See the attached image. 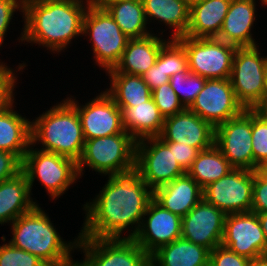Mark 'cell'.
I'll use <instances>...</instances> for the list:
<instances>
[{"instance_id":"cell-12","label":"cell","mask_w":267,"mask_h":266,"mask_svg":"<svg viewBox=\"0 0 267 266\" xmlns=\"http://www.w3.org/2000/svg\"><path fill=\"white\" fill-rule=\"evenodd\" d=\"M254 171L234 168L203 189V199L226 215L251 212Z\"/></svg>"},{"instance_id":"cell-17","label":"cell","mask_w":267,"mask_h":266,"mask_svg":"<svg viewBox=\"0 0 267 266\" xmlns=\"http://www.w3.org/2000/svg\"><path fill=\"white\" fill-rule=\"evenodd\" d=\"M182 218L164 209L152 199L146 209L138 232L132 238L151 255L158 248L181 238Z\"/></svg>"},{"instance_id":"cell-10","label":"cell","mask_w":267,"mask_h":266,"mask_svg":"<svg viewBox=\"0 0 267 266\" xmlns=\"http://www.w3.org/2000/svg\"><path fill=\"white\" fill-rule=\"evenodd\" d=\"M134 171L152 191L186 174L175 159L174 142L158 136L137 141Z\"/></svg>"},{"instance_id":"cell-49","label":"cell","mask_w":267,"mask_h":266,"mask_svg":"<svg viewBox=\"0 0 267 266\" xmlns=\"http://www.w3.org/2000/svg\"><path fill=\"white\" fill-rule=\"evenodd\" d=\"M264 82H265V93H266V99H267V61L265 65Z\"/></svg>"},{"instance_id":"cell-15","label":"cell","mask_w":267,"mask_h":266,"mask_svg":"<svg viewBox=\"0 0 267 266\" xmlns=\"http://www.w3.org/2000/svg\"><path fill=\"white\" fill-rule=\"evenodd\" d=\"M188 109L214 128L245 110L236 98L230 79H206Z\"/></svg>"},{"instance_id":"cell-5","label":"cell","mask_w":267,"mask_h":266,"mask_svg":"<svg viewBox=\"0 0 267 266\" xmlns=\"http://www.w3.org/2000/svg\"><path fill=\"white\" fill-rule=\"evenodd\" d=\"M137 141L128 133L85 140L77 168L80 178L86 168L101 176L127 174L135 170Z\"/></svg>"},{"instance_id":"cell-1","label":"cell","mask_w":267,"mask_h":266,"mask_svg":"<svg viewBox=\"0 0 267 266\" xmlns=\"http://www.w3.org/2000/svg\"><path fill=\"white\" fill-rule=\"evenodd\" d=\"M106 179L99 193L81 206L85 216L78 235L132 239L153 199V191L135 171Z\"/></svg>"},{"instance_id":"cell-45","label":"cell","mask_w":267,"mask_h":266,"mask_svg":"<svg viewBox=\"0 0 267 266\" xmlns=\"http://www.w3.org/2000/svg\"><path fill=\"white\" fill-rule=\"evenodd\" d=\"M259 221L261 223L262 226V230L264 232L266 241H267V212L264 213H257Z\"/></svg>"},{"instance_id":"cell-13","label":"cell","mask_w":267,"mask_h":266,"mask_svg":"<svg viewBox=\"0 0 267 266\" xmlns=\"http://www.w3.org/2000/svg\"><path fill=\"white\" fill-rule=\"evenodd\" d=\"M97 94L83 104L79 103L81 101L76 96L70 94L69 97H66L77 109L84 139H95L126 132L120 108L104 90Z\"/></svg>"},{"instance_id":"cell-21","label":"cell","mask_w":267,"mask_h":266,"mask_svg":"<svg viewBox=\"0 0 267 266\" xmlns=\"http://www.w3.org/2000/svg\"><path fill=\"white\" fill-rule=\"evenodd\" d=\"M164 37L152 33L144 38L129 39L119 63L107 72L142 76L155 64L161 48L170 40Z\"/></svg>"},{"instance_id":"cell-4","label":"cell","mask_w":267,"mask_h":266,"mask_svg":"<svg viewBox=\"0 0 267 266\" xmlns=\"http://www.w3.org/2000/svg\"><path fill=\"white\" fill-rule=\"evenodd\" d=\"M38 115L31 120V144L77 162L85 143L77 109L64 98Z\"/></svg>"},{"instance_id":"cell-40","label":"cell","mask_w":267,"mask_h":266,"mask_svg":"<svg viewBox=\"0 0 267 266\" xmlns=\"http://www.w3.org/2000/svg\"><path fill=\"white\" fill-rule=\"evenodd\" d=\"M251 212H267V179L264 178L258 171H254Z\"/></svg>"},{"instance_id":"cell-22","label":"cell","mask_w":267,"mask_h":266,"mask_svg":"<svg viewBox=\"0 0 267 266\" xmlns=\"http://www.w3.org/2000/svg\"><path fill=\"white\" fill-rule=\"evenodd\" d=\"M142 2L149 27L156 23L160 24V27L162 24L167 26L166 29L158 28L155 32L165 36L169 29L167 36L170 39L186 35L190 20V7L186 3L180 0H142Z\"/></svg>"},{"instance_id":"cell-29","label":"cell","mask_w":267,"mask_h":266,"mask_svg":"<svg viewBox=\"0 0 267 266\" xmlns=\"http://www.w3.org/2000/svg\"><path fill=\"white\" fill-rule=\"evenodd\" d=\"M102 6L130 39L155 33L154 27L150 28L147 22L142 0H107Z\"/></svg>"},{"instance_id":"cell-34","label":"cell","mask_w":267,"mask_h":266,"mask_svg":"<svg viewBox=\"0 0 267 266\" xmlns=\"http://www.w3.org/2000/svg\"><path fill=\"white\" fill-rule=\"evenodd\" d=\"M16 67H10L5 60L0 59V110L3 109L9 102L16 98V88L18 87L19 73L25 72L28 66L26 61H21ZM19 72V73H18Z\"/></svg>"},{"instance_id":"cell-11","label":"cell","mask_w":267,"mask_h":266,"mask_svg":"<svg viewBox=\"0 0 267 266\" xmlns=\"http://www.w3.org/2000/svg\"><path fill=\"white\" fill-rule=\"evenodd\" d=\"M176 40L186 51L191 73L206 79L230 78L237 46L216 37L191 38L184 35Z\"/></svg>"},{"instance_id":"cell-50","label":"cell","mask_w":267,"mask_h":266,"mask_svg":"<svg viewBox=\"0 0 267 266\" xmlns=\"http://www.w3.org/2000/svg\"><path fill=\"white\" fill-rule=\"evenodd\" d=\"M262 112L265 113V115L267 116V99L265 101V103L259 108Z\"/></svg>"},{"instance_id":"cell-48","label":"cell","mask_w":267,"mask_h":266,"mask_svg":"<svg viewBox=\"0 0 267 266\" xmlns=\"http://www.w3.org/2000/svg\"><path fill=\"white\" fill-rule=\"evenodd\" d=\"M184 3H186L189 7H191L192 5L199 3L201 0H180Z\"/></svg>"},{"instance_id":"cell-25","label":"cell","mask_w":267,"mask_h":266,"mask_svg":"<svg viewBox=\"0 0 267 266\" xmlns=\"http://www.w3.org/2000/svg\"><path fill=\"white\" fill-rule=\"evenodd\" d=\"M37 204L30 192L23 171L0 182V225H10L19 216L31 211Z\"/></svg>"},{"instance_id":"cell-32","label":"cell","mask_w":267,"mask_h":266,"mask_svg":"<svg viewBox=\"0 0 267 266\" xmlns=\"http://www.w3.org/2000/svg\"><path fill=\"white\" fill-rule=\"evenodd\" d=\"M205 81L206 78L200 75L193 74L190 71H182L172 75L169 83L183 106L189 108L202 90Z\"/></svg>"},{"instance_id":"cell-7","label":"cell","mask_w":267,"mask_h":266,"mask_svg":"<svg viewBox=\"0 0 267 266\" xmlns=\"http://www.w3.org/2000/svg\"><path fill=\"white\" fill-rule=\"evenodd\" d=\"M82 36L92 49L94 65L107 72L119 63L129 37L102 5H89L83 17ZM103 69V70H102Z\"/></svg>"},{"instance_id":"cell-14","label":"cell","mask_w":267,"mask_h":266,"mask_svg":"<svg viewBox=\"0 0 267 266\" xmlns=\"http://www.w3.org/2000/svg\"><path fill=\"white\" fill-rule=\"evenodd\" d=\"M214 144L234 168L254 171L252 109L215 127Z\"/></svg>"},{"instance_id":"cell-24","label":"cell","mask_w":267,"mask_h":266,"mask_svg":"<svg viewBox=\"0 0 267 266\" xmlns=\"http://www.w3.org/2000/svg\"><path fill=\"white\" fill-rule=\"evenodd\" d=\"M14 98L0 110V150L15 154L21 161L31 145V120L15 110Z\"/></svg>"},{"instance_id":"cell-3","label":"cell","mask_w":267,"mask_h":266,"mask_svg":"<svg viewBox=\"0 0 267 266\" xmlns=\"http://www.w3.org/2000/svg\"><path fill=\"white\" fill-rule=\"evenodd\" d=\"M40 205L37 204L8 225L12 234L8 242L15 248L37 256L47 266H75L73 255L76 253L79 235L65 241L54 221Z\"/></svg>"},{"instance_id":"cell-47","label":"cell","mask_w":267,"mask_h":266,"mask_svg":"<svg viewBox=\"0 0 267 266\" xmlns=\"http://www.w3.org/2000/svg\"><path fill=\"white\" fill-rule=\"evenodd\" d=\"M89 5H103L107 0H85Z\"/></svg>"},{"instance_id":"cell-38","label":"cell","mask_w":267,"mask_h":266,"mask_svg":"<svg viewBox=\"0 0 267 266\" xmlns=\"http://www.w3.org/2000/svg\"><path fill=\"white\" fill-rule=\"evenodd\" d=\"M24 0H0V50L2 51L3 44H6L5 37L10 34V26L13 23L15 13L23 15Z\"/></svg>"},{"instance_id":"cell-39","label":"cell","mask_w":267,"mask_h":266,"mask_svg":"<svg viewBox=\"0 0 267 266\" xmlns=\"http://www.w3.org/2000/svg\"><path fill=\"white\" fill-rule=\"evenodd\" d=\"M250 259L240 256L222 244L209 253V266H248Z\"/></svg>"},{"instance_id":"cell-44","label":"cell","mask_w":267,"mask_h":266,"mask_svg":"<svg viewBox=\"0 0 267 266\" xmlns=\"http://www.w3.org/2000/svg\"><path fill=\"white\" fill-rule=\"evenodd\" d=\"M248 266H267V256L263 255L251 259Z\"/></svg>"},{"instance_id":"cell-30","label":"cell","mask_w":267,"mask_h":266,"mask_svg":"<svg viewBox=\"0 0 267 266\" xmlns=\"http://www.w3.org/2000/svg\"><path fill=\"white\" fill-rule=\"evenodd\" d=\"M105 74L110 82L104 91L118 107H132V104H140L151 98L152 91L142 76L121 72H105Z\"/></svg>"},{"instance_id":"cell-31","label":"cell","mask_w":267,"mask_h":266,"mask_svg":"<svg viewBox=\"0 0 267 266\" xmlns=\"http://www.w3.org/2000/svg\"><path fill=\"white\" fill-rule=\"evenodd\" d=\"M232 169L234 167L218 147L213 144L210 148L199 151L186 173L204 189L209 184L227 175Z\"/></svg>"},{"instance_id":"cell-23","label":"cell","mask_w":267,"mask_h":266,"mask_svg":"<svg viewBox=\"0 0 267 266\" xmlns=\"http://www.w3.org/2000/svg\"><path fill=\"white\" fill-rule=\"evenodd\" d=\"M153 199L164 209L183 218L203 199V189L186 173L156 188Z\"/></svg>"},{"instance_id":"cell-27","label":"cell","mask_w":267,"mask_h":266,"mask_svg":"<svg viewBox=\"0 0 267 266\" xmlns=\"http://www.w3.org/2000/svg\"><path fill=\"white\" fill-rule=\"evenodd\" d=\"M122 112L124 130L136 141L159 136L165 121L151 97L146 102L132 104V107H119Z\"/></svg>"},{"instance_id":"cell-46","label":"cell","mask_w":267,"mask_h":266,"mask_svg":"<svg viewBox=\"0 0 267 266\" xmlns=\"http://www.w3.org/2000/svg\"><path fill=\"white\" fill-rule=\"evenodd\" d=\"M264 178L267 179V163L261 165L257 170Z\"/></svg>"},{"instance_id":"cell-8","label":"cell","mask_w":267,"mask_h":266,"mask_svg":"<svg viewBox=\"0 0 267 266\" xmlns=\"http://www.w3.org/2000/svg\"><path fill=\"white\" fill-rule=\"evenodd\" d=\"M262 46L237 47L234 57L230 82L237 100L245 109H258L266 101L265 65ZM262 50V51H261Z\"/></svg>"},{"instance_id":"cell-26","label":"cell","mask_w":267,"mask_h":266,"mask_svg":"<svg viewBox=\"0 0 267 266\" xmlns=\"http://www.w3.org/2000/svg\"><path fill=\"white\" fill-rule=\"evenodd\" d=\"M232 0H201L190 7V20L185 36L217 37Z\"/></svg>"},{"instance_id":"cell-9","label":"cell","mask_w":267,"mask_h":266,"mask_svg":"<svg viewBox=\"0 0 267 266\" xmlns=\"http://www.w3.org/2000/svg\"><path fill=\"white\" fill-rule=\"evenodd\" d=\"M75 266H151V255L133 239L79 237Z\"/></svg>"},{"instance_id":"cell-41","label":"cell","mask_w":267,"mask_h":266,"mask_svg":"<svg viewBox=\"0 0 267 266\" xmlns=\"http://www.w3.org/2000/svg\"><path fill=\"white\" fill-rule=\"evenodd\" d=\"M142 78L151 91L170 81V77L163 69V47L158 54L155 64L142 75Z\"/></svg>"},{"instance_id":"cell-20","label":"cell","mask_w":267,"mask_h":266,"mask_svg":"<svg viewBox=\"0 0 267 266\" xmlns=\"http://www.w3.org/2000/svg\"><path fill=\"white\" fill-rule=\"evenodd\" d=\"M257 3V0H232L216 38L237 47L257 46L259 43L253 35L256 21L259 18L257 17V10H259Z\"/></svg>"},{"instance_id":"cell-51","label":"cell","mask_w":267,"mask_h":266,"mask_svg":"<svg viewBox=\"0 0 267 266\" xmlns=\"http://www.w3.org/2000/svg\"><path fill=\"white\" fill-rule=\"evenodd\" d=\"M257 1H259V0H257ZM258 4H260V6L265 10L266 9L265 7H267V0H260L258 2ZM263 5H264V7H263Z\"/></svg>"},{"instance_id":"cell-43","label":"cell","mask_w":267,"mask_h":266,"mask_svg":"<svg viewBox=\"0 0 267 266\" xmlns=\"http://www.w3.org/2000/svg\"><path fill=\"white\" fill-rule=\"evenodd\" d=\"M199 150L196 147L174 142V156L180 166L187 172L196 159Z\"/></svg>"},{"instance_id":"cell-6","label":"cell","mask_w":267,"mask_h":266,"mask_svg":"<svg viewBox=\"0 0 267 266\" xmlns=\"http://www.w3.org/2000/svg\"><path fill=\"white\" fill-rule=\"evenodd\" d=\"M22 171L28 179L32 197L36 180L40 182V186L45 189L52 202L59 200L60 196L65 195L80 179L75 160L40 150L32 144L22 160Z\"/></svg>"},{"instance_id":"cell-36","label":"cell","mask_w":267,"mask_h":266,"mask_svg":"<svg viewBox=\"0 0 267 266\" xmlns=\"http://www.w3.org/2000/svg\"><path fill=\"white\" fill-rule=\"evenodd\" d=\"M163 69L169 77L189 71L186 51L176 39H170L163 46Z\"/></svg>"},{"instance_id":"cell-35","label":"cell","mask_w":267,"mask_h":266,"mask_svg":"<svg viewBox=\"0 0 267 266\" xmlns=\"http://www.w3.org/2000/svg\"><path fill=\"white\" fill-rule=\"evenodd\" d=\"M0 244V266H47L37 256L15 248L7 240L6 236H1Z\"/></svg>"},{"instance_id":"cell-2","label":"cell","mask_w":267,"mask_h":266,"mask_svg":"<svg viewBox=\"0 0 267 266\" xmlns=\"http://www.w3.org/2000/svg\"><path fill=\"white\" fill-rule=\"evenodd\" d=\"M85 0H24L23 28L17 41L46 48L47 53H63L73 40L82 38ZM38 44V45H37Z\"/></svg>"},{"instance_id":"cell-18","label":"cell","mask_w":267,"mask_h":266,"mask_svg":"<svg viewBox=\"0 0 267 266\" xmlns=\"http://www.w3.org/2000/svg\"><path fill=\"white\" fill-rule=\"evenodd\" d=\"M226 214L202 199L183 218L181 237L213 250L222 244Z\"/></svg>"},{"instance_id":"cell-37","label":"cell","mask_w":267,"mask_h":266,"mask_svg":"<svg viewBox=\"0 0 267 266\" xmlns=\"http://www.w3.org/2000/svg\"><path fill=\"white\" fill-rule=\"evenodd\" d=\"M151 97L164 118L180 113L186 109L169 82L154 89Z\"/></svg>"},{"instance_id":"cell-28","label":"cell","mask_w":267,"mask_h":266,"mask_svg":"<svg viewBox=\"0 0 267 266\" xmlns=\"http://www.w3.org/2000/svg\"><path fill=\"white\" fill-rule=\"evenodd\" d=\"M210 251L184 238L163 245L151 254V266H209Z\"/></svg>"},{"instance_id":"cell-33","label":"cell","mask_w":267,"mask_h":266,"mask_svg":"<svg viewBox=\"0 0 267 266\" xmlns=\"http://www.w3.org/2000/svg\"><path fill=\"white\" fill-rule=\"evenodd\" d=\"M252 150L257 171L267 163V116L259 108L252 109Z\"/></svg>"},{"instance_id":"cell-42","label":"cell","mask_w":267,"mask_h":266,"mask_svg":"<svg viewBox=\"0 0 267 266\" xmlns=\"http://www.w3.org/2000/svg\"><path fill=\"white\" fill-rule=\"evenodd\" d=\"M22 171V161L13 153L0 150V182Z\"/></svg>"},{"instance_id":"cell-16","label":"cell","mask_w":267,"mask_h":266,"mask_svg":"<svg viewBox=\"0 0 267 266\" xmlns=\"http://www.w3.org/2000/svg\"><path fill=\"white\" fill-rule=\"evenodd\" d=\"M222 245L250 260L265 255L267 241L257 213L227 214Z\"/></svg>"},{"instance_id":"cell-19","label":"cell","mask_w":267,"mask_h":266,"mask_svg":"<svg viewBox=\"0 0 267 266\" xmlns=\"http://www.w3.org/2000/svg\"><path fill=\"white\" fill-rule=\"evenodd\" d=\"M160 137L164 142H177L199 151L214 144L215 128L188 108L165 118Z\"/></svg>"}]
</instances>
